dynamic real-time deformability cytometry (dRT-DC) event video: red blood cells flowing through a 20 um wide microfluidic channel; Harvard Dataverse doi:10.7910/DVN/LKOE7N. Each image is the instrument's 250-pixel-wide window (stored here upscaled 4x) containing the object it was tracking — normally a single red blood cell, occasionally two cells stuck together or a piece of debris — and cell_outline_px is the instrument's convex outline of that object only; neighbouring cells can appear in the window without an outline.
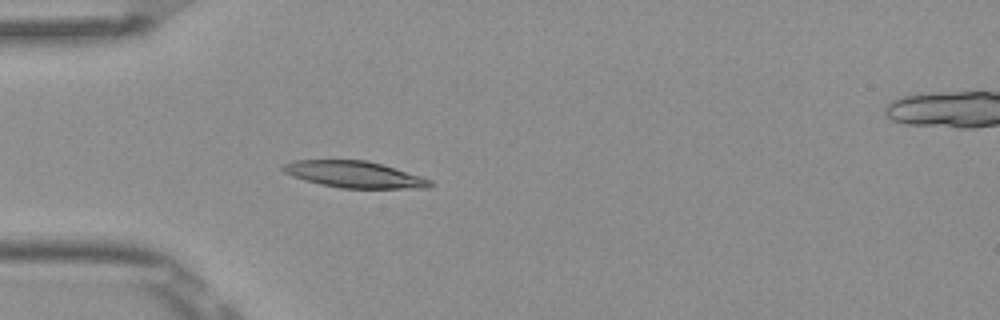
{"species": "Egyptian fruit bat (a non-hibernating species)", "species_latin": "Rousettus aegyptiacus", "temperature_condition": "room temperature", "stored_images_in_passage": 5, "camera_frame_rate_fps": 3000, "um_per_image_px": 0.085, "frame": {"image": 1, "passage_image": 4, "time_ms": 1.0, "image_size_px": [1000, 320], "cell_outline_px": [[436, 184], [428, 188], [340, 188], [320, 184], [304, 180], [292, 176], [284, 172], [280, 168], [284, 164], [292, 160], [364, 160], [380, 164], [420, 176], [432, 180]], "centroid_in_image_um": [30.1, 14.83], "position_along_channel_um": 54.9, "area_um2": 22.66}}